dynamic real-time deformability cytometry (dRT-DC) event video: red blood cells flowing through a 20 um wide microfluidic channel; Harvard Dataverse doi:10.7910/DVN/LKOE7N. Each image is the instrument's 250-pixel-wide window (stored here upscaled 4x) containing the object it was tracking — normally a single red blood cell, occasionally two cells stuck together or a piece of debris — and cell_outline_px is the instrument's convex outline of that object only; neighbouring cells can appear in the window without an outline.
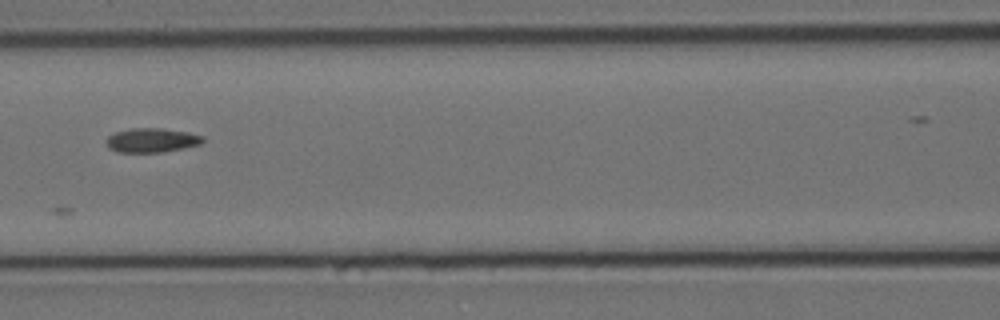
{"species": "Egyptian fruit bat (a non-hibernating species)", "species_latin": "Rousettus aegyptiacus", "temperature_condition": "cold", "stored_images_in_passage": 11, "camera_frame_rate_fps": 3000, "um_per_image_px": 0.085, "animal": {"sex": "female"}, "frame": {"image": 1, "passage_image": 7, "time_ms": 2.0, "image_size_px": [1000, 320], "cell_outline_px": [[204, 140], [200, 144], [184, 148], [164, 152], [116, 152], [108, 148], [108, 136], [116, 132], [132, 128], [160, 128], [188, 132], [204, 136]], "centroid_in_image_um": [12.92, 11.92], "position_along_channel_um": 153.7, "area_um2": 13.58}}
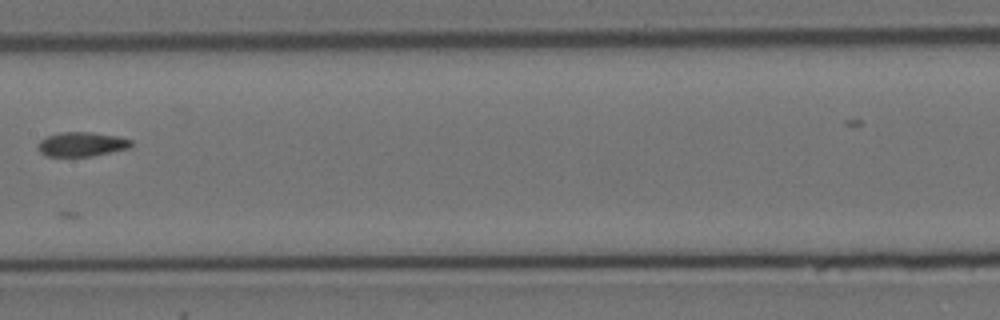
{"frame": {"image": 2, "passage_image": 8, "time_ms": 2.333, "image_size_px": [1000, 320], "cell_outline_px": [[132, 144], [128, 148], [92, 156], [48, 156], [40, 152], [36, 148], [36, 144], [40, 140], [48, 136], [60, 132], [88, 132], [116, 136], [132, 140]], "centroid_in_image_um": [6.89, 12.26], "position_along_channel_um": 200.5, "area_um2": 13.12}}